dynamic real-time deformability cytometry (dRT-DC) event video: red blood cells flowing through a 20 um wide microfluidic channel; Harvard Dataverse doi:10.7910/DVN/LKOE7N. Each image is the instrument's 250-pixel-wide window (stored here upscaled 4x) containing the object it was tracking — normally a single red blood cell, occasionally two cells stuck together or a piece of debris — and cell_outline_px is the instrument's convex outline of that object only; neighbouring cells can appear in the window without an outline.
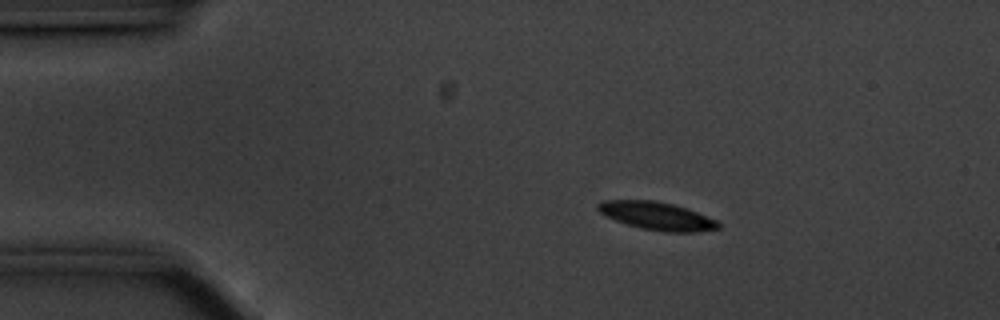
{"species": "common noctule bat (a hibernating species)", "species_latin": "Nyctalus noctula", "temperature_condition": "cold", "stored_images_in_passage": 48, "camera_frame_rate_fps": 3000, "um_per_image_px": 0.085, "animal": {"sex": "male", "body_mass_g": 20.1, "forearm_length_mm": 53.5}, "frame": {"image": 1, "passage_image": 1, "time_ms": 0.0, "image_size_px": [1000, 320], "cell_outline_px": [[720, 228], [696, 232], [664, 232], [640, 228], [604, 216], [596, 208], [596, 204], [600, 200], [656, 200], [688, 208], [716, 220], [720, 224]], "centroid_in_image_um": [55.81, 18.35], "position_along_channel_um": 29.2, "area_um2": 19.77}}
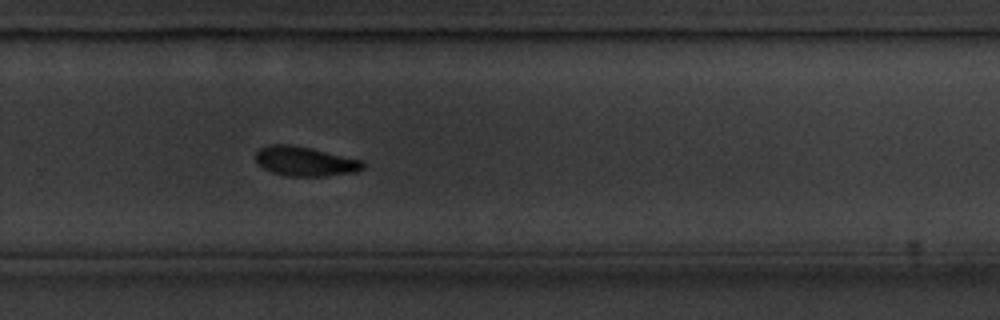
{"frame": {"image": 2, "passage_image": 29, "time_ms": 9.333, "image_size_px": [1000, 320], "cell_outline_px": [[364, 168], [356, 172], [324, 176], [284, 176], [272, 172], [256, 164], [256, 152], [260, 148], [268, 144], [288, 144], [312, 148], [364, 160]], "centroid_in_image_um": [25.93, 13.71], "position_along_channel_um": 303.9, "area_um2": 18.67}}
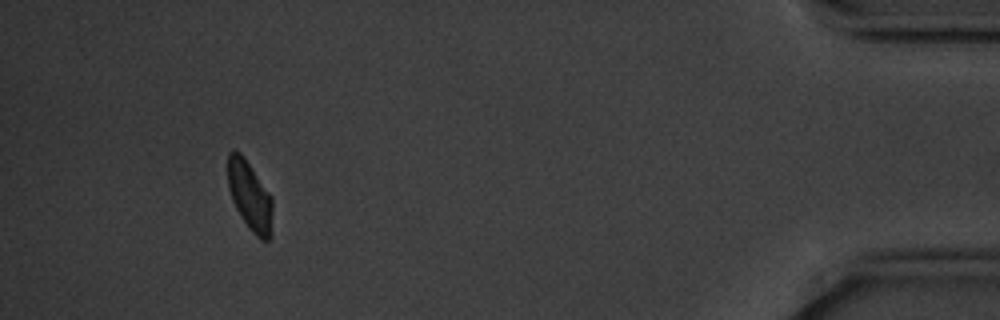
{"frame": {"image": 3, "passage_image": 44, "time_ms": 14.333, "image_size_px": [1000, 320], "cell_outline_px": [[272, 236], [268, 240], [260, 240], [248, 228], [240, 216], [232, 200], [228, 188], [228, 152], [232, 148], [240, 152], [244, 156], [272, 196]], "centroid_in_image_um": [21.24, 16.65], "position_along_channel_um": 414.0, "area_um2": 18.44}, "authors_computed_cell_mechanics": {"area_um2": 19.3052, "velocity_mm_per_s": 3.4915, "shape_relaxation_time_tau1_ms": 2.3964, "shape_relaxation_time_tau2_ms": null, "deformation_change_tau1": 0.1162, "deformation_change_tau2": null}}